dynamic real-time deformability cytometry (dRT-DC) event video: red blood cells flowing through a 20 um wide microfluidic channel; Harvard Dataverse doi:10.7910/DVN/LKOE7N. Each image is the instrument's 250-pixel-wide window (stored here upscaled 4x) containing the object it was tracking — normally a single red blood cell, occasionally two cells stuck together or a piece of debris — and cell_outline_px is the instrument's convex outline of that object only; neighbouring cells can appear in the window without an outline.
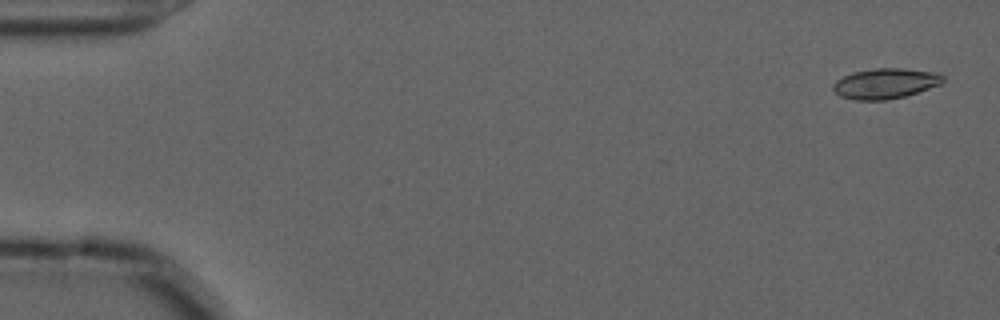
{"species": "common noctule bat (a hibernating species)", "species_latin": "Nyctalus noctula", "temperature_condition": "cold", "stored_images_in_passage": 13, "camera_frame_rate_fps": 3000, "um_per_image_px": 0.085, "animal": {"sex": "male", "forearm_length_mm": 52.5}, "frame": {"image": 1, "passage_image": 2, "time_ms": 0.333, "image_size_px": [1000, 320], "cell_outline_px": [[944, 80], [940, 84], [904, 96], [888, 100], [856, 100], [840, 96], [832, 88], [832, 84], [836, 80], [852, 72], [876, 68], [904, 68], [940, 72], [944, 76]], "centroid_in_image_um": [75.26, 7.08], "position_along_channel_um": 9.7, "area_um2": 19.48}}